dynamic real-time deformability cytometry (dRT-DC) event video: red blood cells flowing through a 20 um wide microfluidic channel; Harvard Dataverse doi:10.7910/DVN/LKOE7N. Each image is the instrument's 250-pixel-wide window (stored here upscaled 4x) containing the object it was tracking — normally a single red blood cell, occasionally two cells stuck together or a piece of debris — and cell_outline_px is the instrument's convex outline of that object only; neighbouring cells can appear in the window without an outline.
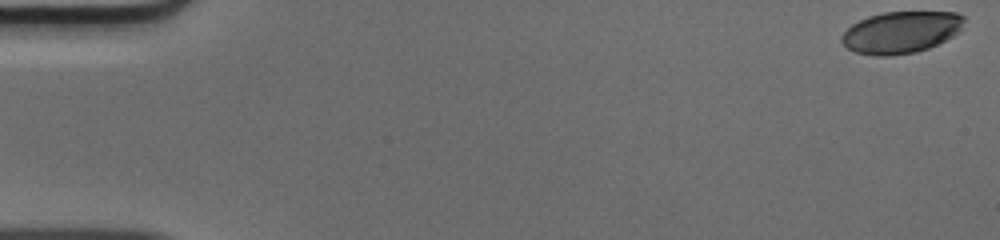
{"species": "human", "species_latin": "Homo sapiens", "temperature_condition": "cold", "stored_images_in_passage": 51, "camera_frame_rate_fps": 3000, "um_per_image_px": 0.085, "donor": {"sex": "male"}, "frame": {"image": 1, "passage_image": 1, "time_ms": 0.0, "image_size_px": [1000, 240], "cell_outline_px": [[964, 20], [960, 32], [928, 48], [916, 52], [888, 56], [876, 56], [856, 52], [848, 48], [840, 40], [840, 36], [852, 24], [868, 16], [884, 12], [956, 12], [964, 16]], "centroid_in_image_um": [76.58, 2.74], "position_along_channel_um": 8.4, "area_um2": 29.77}}
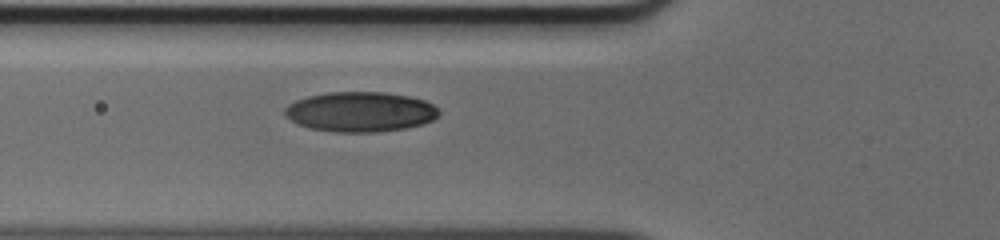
{"frame": {"image": 2, "passage_image": 19, "time_ms": 6.0, "image_size_px": [1000, 240], "cell_outline_px": [[440, 116], [424, 124], [404, 128], [380, 132], [336, 132], [308, 128], [284, 116], [284, 108], [288, 104], [296, 100], [308, 96], [328, 92], [384, 92], [408, 96], [424, 100], [432, 104], [440, 112]], "centroid_in_image_um": [30.63, 9.5], "position_along_channel_um": 95.2, "area_um2": 36.01}}
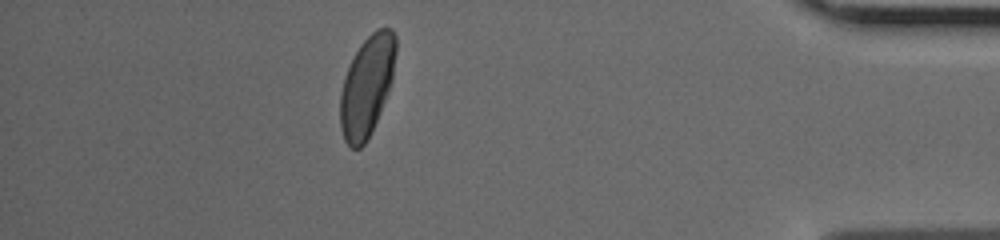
{"frame": {"image": 3, "passage_image": 45, "time_ms": 14.667, "image_size_px": [1000, 240], "cell_outline_px": [[396, 52], [392, 80], [388, 92], [372, 132], [364, 144], [360, 148], [352, 148], [344, 140], [340, 128], [340, 92], [344, 76], [360, 44], [376, 28], [392, 28], [396, 36]], "centroid_in_image_um": [31.19, 7.31], "position_along_channel_um": 404.0, "area_um2": 32.6}}